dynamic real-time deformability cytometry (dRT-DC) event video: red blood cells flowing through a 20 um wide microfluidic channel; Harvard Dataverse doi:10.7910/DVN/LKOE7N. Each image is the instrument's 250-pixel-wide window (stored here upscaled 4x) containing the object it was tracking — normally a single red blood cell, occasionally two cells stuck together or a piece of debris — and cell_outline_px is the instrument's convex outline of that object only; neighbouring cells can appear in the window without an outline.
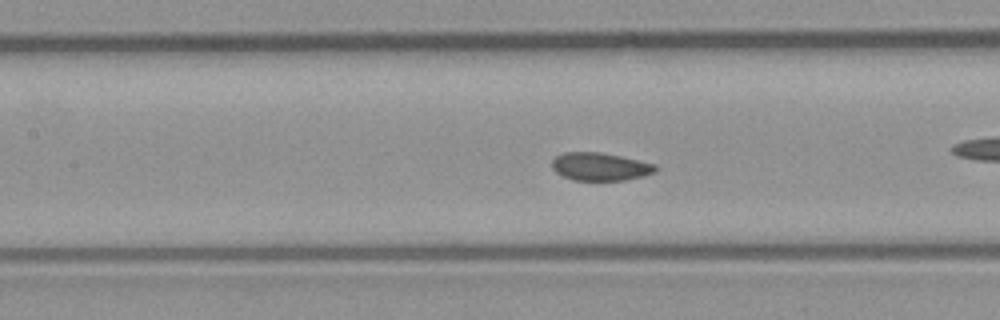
{"species": "common noctule bat (a hibernating species)", "species_latin": "Nyctalus noctula", "temperature_condition": "room temperature", "stored_images_in_passage": 54, "camera_frame_rate_fps": 3000, "um_per_image_px": 0.085, "animal": {"sex": "male", "body_mass_g": 23.1, "forearm_length_mm": 52.7}, "frame": {"image": 1, "passage_image": 24, "time_ms": 7.667, "image_size_px": [1000, 320], "cell_outline_px": [[660, 168], [656, 172], [644, 176], [624, 180], [572, 180], [556, 172], [552, 168], [552, 160], [556, 156], [564, 152], [600, 152], [620, 156], [656, 164]], "centroid_in_image_um": [51.04, 14.16], "position_along_channel_um": 156.4, "area_um2": 16.94}}
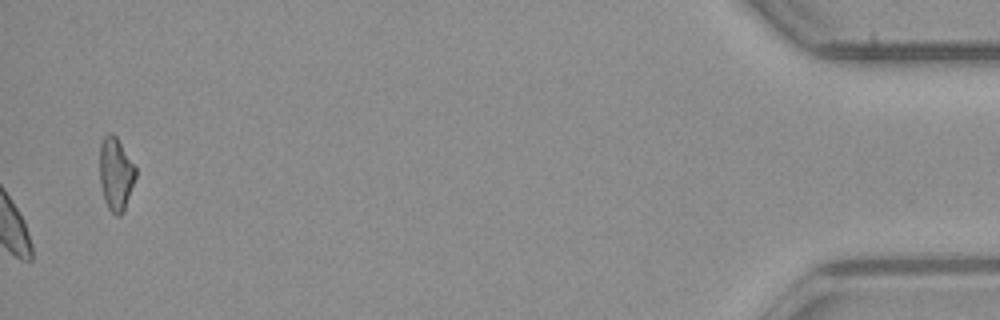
{"frame": {"image": 2, "passage_image": 54, "time_ms": 17.667, "image_size_px": [1000, 320], "cell_outline_px": [[136, 176], [124, 212], [120, 216], [116, 216], [108, 208], [104, 200], [100, 184], [100, 144], [104, 136], [108, 132], [112, 132], [116, 136], [136, 168]], "centroid_in_image_um": [9.84, 14.8], "position_along_channel_um": 425.4, "area_um2": 15.37}, "authors_computed_cell_mechanics": {"area_um2": 17.4267, "velocity_mm_per_s": 3.8889, "shape_relaxation_time_tau1_ms": 4.4294, "shape_relaxation_time_tau2_ms": null, "deformation_change_tau1": 0.0679, "deformation_change_tau2": null}}